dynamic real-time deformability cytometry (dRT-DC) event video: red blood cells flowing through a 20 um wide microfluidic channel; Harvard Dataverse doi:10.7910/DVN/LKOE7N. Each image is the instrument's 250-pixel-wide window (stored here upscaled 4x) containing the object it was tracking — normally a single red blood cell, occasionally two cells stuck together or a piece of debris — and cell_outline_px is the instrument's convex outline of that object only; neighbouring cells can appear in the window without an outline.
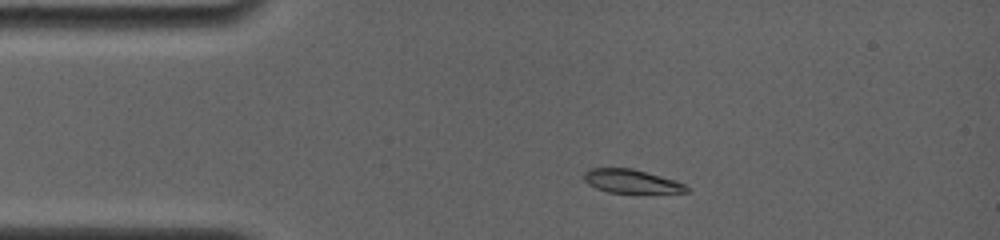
{"species": "common noctule bat (a hibernating species)", "species_latin": "Nyctalus noctula", "temperature_condition": "room temperature", "stored_images_in_passage": 3, "camera_frame_rate_fps": 4000, "um_per_image_px": 0.085, "animal": {"sex": "female", "body_mass_g": 19.0, "forearm_length_mm": 56.7}, "frame": {"image": 1, "passage_image": 2, "time_ms": 1.0, "image_size_px": [1000, 240], "cell_outline_px": [[692, 188], [688, 192], [608, 192], [596, 188], [588, 184], [584, 180], [584, 172], [588, 168], [632, 168], [676, 180]], "centroid_in_image_um": [53.67, 15.39], "position_along_channel_um": 31.3, "area_um2": 14.05}}